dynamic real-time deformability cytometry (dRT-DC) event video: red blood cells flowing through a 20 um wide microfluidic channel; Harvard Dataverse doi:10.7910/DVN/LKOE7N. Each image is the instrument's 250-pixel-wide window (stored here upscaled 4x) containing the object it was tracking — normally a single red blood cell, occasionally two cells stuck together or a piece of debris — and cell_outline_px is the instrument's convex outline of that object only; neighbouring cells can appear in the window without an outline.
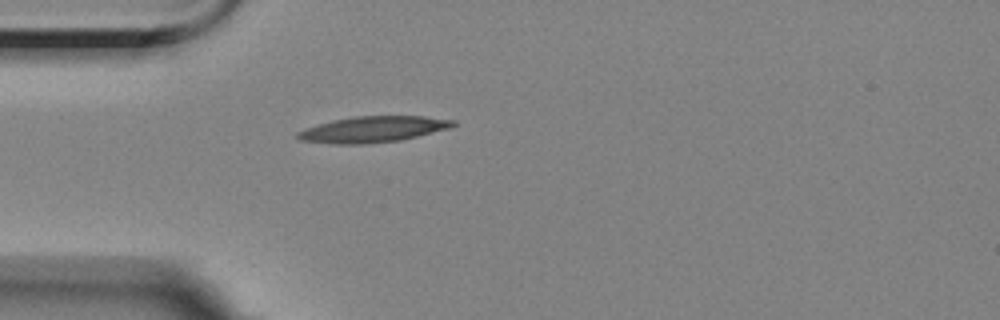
{"species": "Egyptian fruit bat (a non-hibernating species)", "species_latin": "Rousettus aegyptiacus", "temperature_condition": "room temperature", "stored_images_in_passage": 1, "camera_frame_rate_fps": 3000, "um_per_image_px": 0.085, "animal": {"sex": "female"}, "frame": {"image": 1, "passage_image": 1, "time_ms": 0.0, "image_size_px": [1000, 320], "cell_outline_px": [[456, 124], [448, 128], [400, 140], [364, 144], [332, 144], [296, 140], [296, 132], [304, 128], [332, 120], [352, 116], [424, 116], [456, 120]], "centroid_in_image_um": [31.62, 10.99], "position_along_channel_um": 53.4, "area_um2": 23.64}}